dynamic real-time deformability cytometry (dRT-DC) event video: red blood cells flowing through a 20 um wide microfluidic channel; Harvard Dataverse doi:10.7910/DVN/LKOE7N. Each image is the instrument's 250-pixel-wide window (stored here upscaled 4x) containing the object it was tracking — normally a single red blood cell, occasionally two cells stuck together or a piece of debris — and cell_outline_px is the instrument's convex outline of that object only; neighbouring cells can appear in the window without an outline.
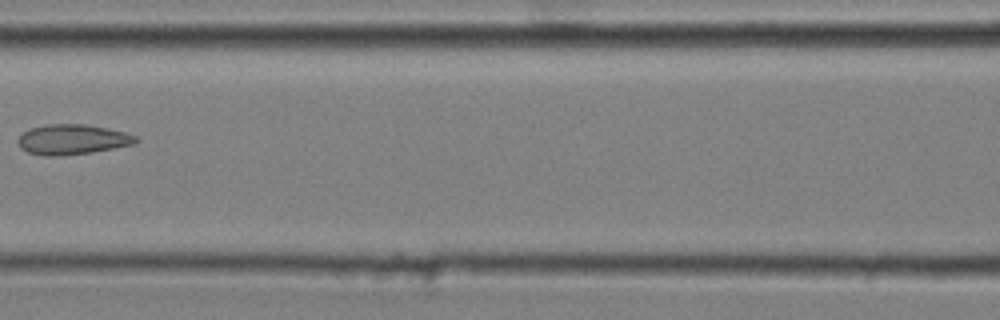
{"species": "common noctule bat (a hibernating species)", "species_latin": "Nyctalus noctula", "temperature_condition": "cold", "stored_images_in_passage": 7, "camera_frame_rate_fps": 3000, "um_per_image_px": 0.085, "animal": {"sex": "male", "body_mass_g": 20.4}, "frame": {"image": 1, "passage_image": 7, "time_ms": 2.0, "image_size_px": [1000, 320], "cell_outline_px": [[140, 140], [136, 144], [92, 152], [60, 156], [44, 156], [28, 152], [20, 148], [16, 140], [24, 132], [32, 128], [48, 124], [84, 124], [108, 128], [124, 132], [136, 136]], "centroid_in_image_um": [6.16, 11.86], "position_along_channel_um": 160.4, "area_um2": 20.75}}